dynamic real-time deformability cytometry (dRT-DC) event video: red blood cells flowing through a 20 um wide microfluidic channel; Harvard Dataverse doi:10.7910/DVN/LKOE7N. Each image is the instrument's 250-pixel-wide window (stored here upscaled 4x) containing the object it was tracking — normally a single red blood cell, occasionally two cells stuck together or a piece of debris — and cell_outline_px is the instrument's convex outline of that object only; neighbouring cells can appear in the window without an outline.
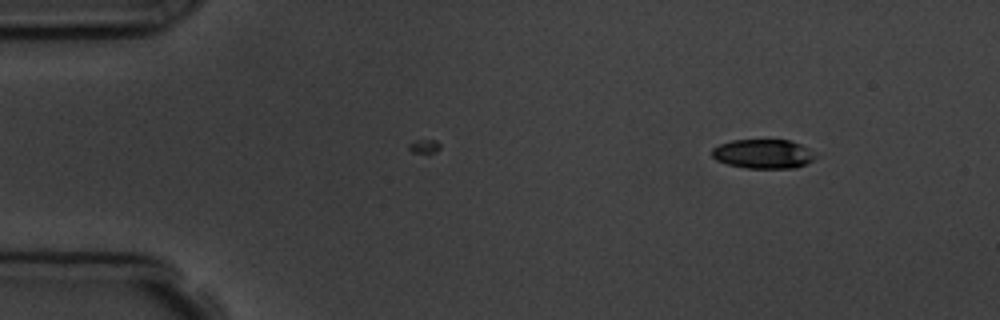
{"species": "common noctule bat (a hibernating species)", "species_latin": "Nyctalus noctula", "temperature_condition": "room temperature", "stored_images_in_passage": 3, "camera_frame_rate_fps": 3000, "um_per_image_px": 0.085, "animal": {"sex": "male", "body_mass_g": 19.5, "forearm_length_mm": 54.6}, "frame": {"image": 1, "passage_image": 3, "time_ms": 2.333, "image_size_px": [1000, 320], "cell_outline_px": [[820, 156], [796, 168], [748, 168], [728, 164], [716, 160], [712, 156], [712, 148], [720, 144], [732, 140], [788, 140], [800, 144], [808, 148]], "centroid_in_image_um": [64.89, 13.08], "position_along_channel_um": 20.1, "area_um2": 17.63}}